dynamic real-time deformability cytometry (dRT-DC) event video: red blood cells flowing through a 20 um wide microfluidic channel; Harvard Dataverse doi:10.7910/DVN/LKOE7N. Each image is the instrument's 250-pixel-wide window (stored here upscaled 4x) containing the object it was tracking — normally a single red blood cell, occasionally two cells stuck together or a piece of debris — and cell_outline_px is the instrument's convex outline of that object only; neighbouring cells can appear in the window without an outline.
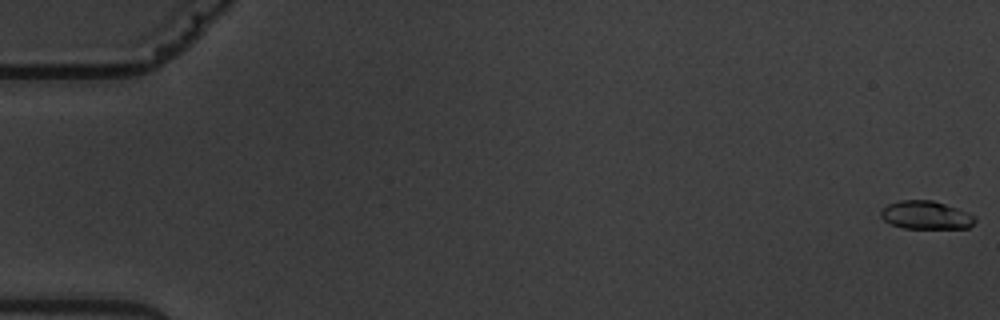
{"species": "common noctule bat (a hibernating species)", "species_latin": "Nyctalus noctula", "temperature_condition": "warm", "stored_images_in_passage": 6, "camera_frame_rate_fps": 3000, "um_per_image_px": 0.085, "animal": {"sex": "male", "body_mass_g": 19.5, "forearm_length_mm": 54.6}, "frame": {"image": 1, "passage_image": 1, "time_ms": 0.0, "image_size_px": [1000, 320], "cell_outline_px": [[976, 220], [968, 228], [904, 228], [892, 224], [884, 220], [880, 216], [880, 212], [888, 204], [900, 200], [932, 200], [956, 208], [976, 216]], "centroid_in_image_um": [78.7, 18.28], "position_along_channel_um": 6.3, "area_um2": 15.32}}
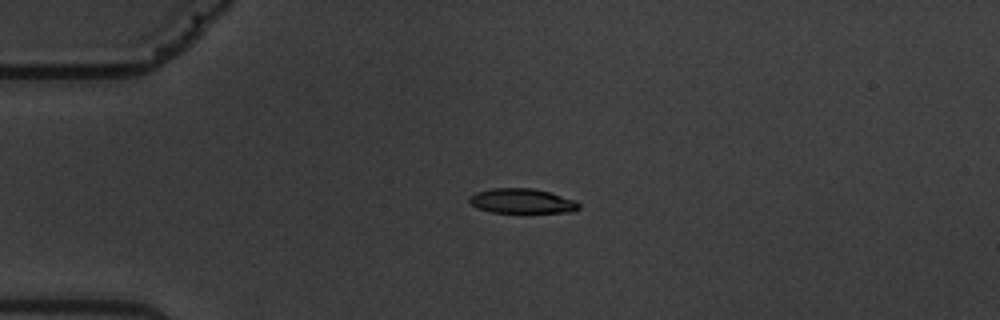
{"frame": {"image": 2, "passage_image": 5, "time_ms": 4.667, "image_size_px": [1000, 320], "cell_outline_px": [[580, 208], [572, 212], [492, 212], [480, 208], [472, 204], [468, 200], [468, 196], [476, 192], [492, 188], [532, 188], [548, 192], [576, 200], [580, 204]], "centroid_in_image_um": [44.38, 17.08], "position_along_channel_um": 40.6, "area_um2": 15.66}}